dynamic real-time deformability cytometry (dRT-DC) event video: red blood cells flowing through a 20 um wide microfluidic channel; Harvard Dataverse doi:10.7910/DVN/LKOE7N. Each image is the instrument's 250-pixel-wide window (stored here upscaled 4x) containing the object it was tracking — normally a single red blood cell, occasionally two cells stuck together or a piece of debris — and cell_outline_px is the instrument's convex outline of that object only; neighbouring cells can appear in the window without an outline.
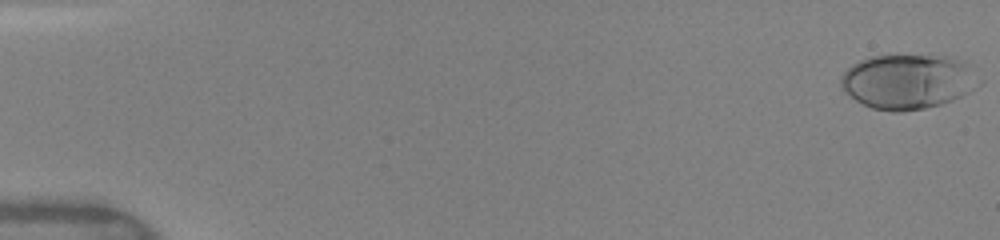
{"species": "human", "species_latin": "Homo sapiens", "temperature_condition": "warm", "stored_images_in_passage": 50, "camera_frame_rate_fps": 3000, "um_per_image_px": 0.085, "donor": {"sex": "female"}, "frame": {"image": 1, "passage_image": 1, "time_ms": 0.0, "image_size_px": [1000, 240], "cell_outline_px": [[984, 84], [952, 100], [940, 104], [924, 108], [900, 112], [892, 112], [872, 108], [856, 100], [844, 92], [840, 84], [840, 76], [852, 64], [860, 60], [872, 56], [952, 56], [960, 60], [984, 80]], "centroid_in_image_um": [77.19, 6.94], "position_along_channel_um": 7.8, "area_um2": 44.16}}
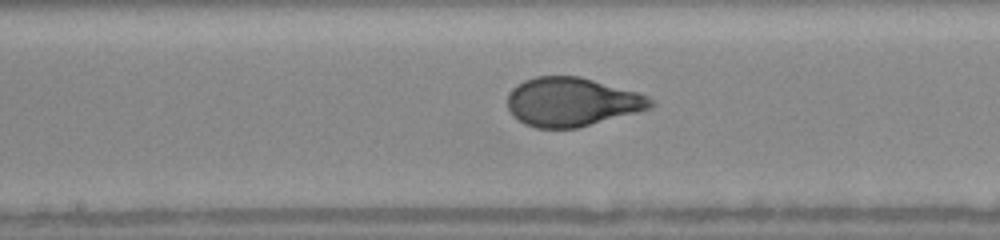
{"frame": {"image": 2, "passage_image": 27, "time_ms": 8.667, "image_size_px": [1000, 240], "cell_outline_px": [[656, 104], [652, 108], [576, 128], [536, 128], [524, 124], [512, 116], [508, 108], [508, 96], [512, 88], [516, 84], [524, 80], [536, 76], [580, 76], [636, 92], [648, 96]], "centroid_in_image_um": [48.58, 8.66], "position_along_channel_um": 199.6, "area_um2": 40.69}}
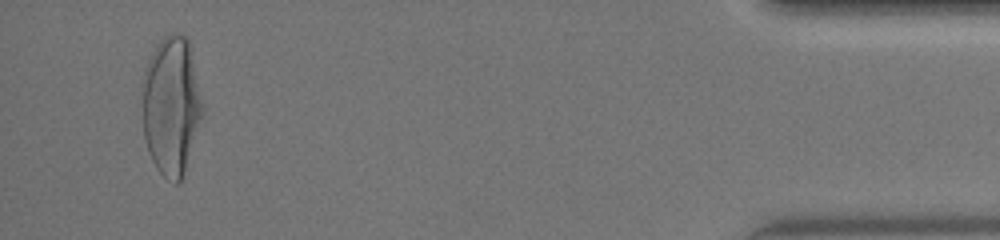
{"frame": {"image": 3, "passage_image": 48, "time_ms": 15.667, "image_size_px": [1000, 240], "cell_outline_px": [[204, 108], [184, 172], [180, 180], [176, 184], [168, 180], [156, 168], [148, 152], [144, 136], [140, 84], [144, 68], [148, 56], [160, 40], [164, 36], [172, 32], [176, 32], [184, 36], [188, 40]], "centroid_in_image_um": [14.51, 8.94], "position_along_channel_um": 420.7, "area_um2": 49.01}, "authors_computed_cell_mechanics": {"area_um2": 41.0958, "velocity_mm_per_s": 4.0963, "shape_relaxation_time_tau1_ms": 3.8531, "shape_relaxation_time_tau2_ms": null, "deformation_change_tau1": 0.1999, "deformation_change_tau2": null}}